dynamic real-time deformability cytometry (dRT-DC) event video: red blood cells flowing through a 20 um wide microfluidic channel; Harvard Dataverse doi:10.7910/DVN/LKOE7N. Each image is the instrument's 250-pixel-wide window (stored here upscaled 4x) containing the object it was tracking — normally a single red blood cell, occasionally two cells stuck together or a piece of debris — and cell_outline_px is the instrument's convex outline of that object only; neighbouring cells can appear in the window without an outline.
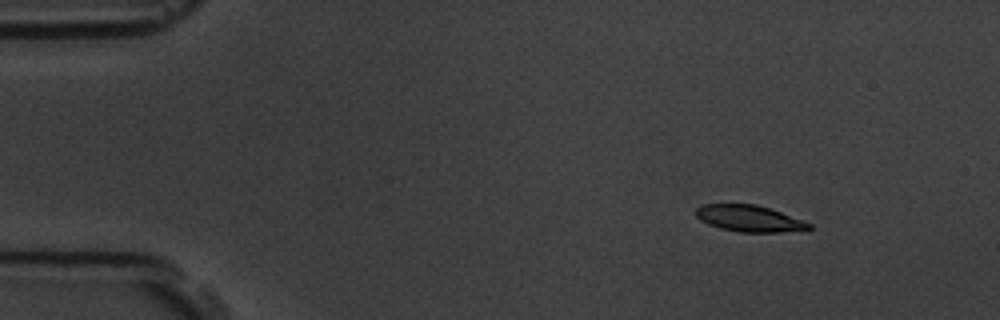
{"species": "common noctule bat (a hibernating species)", "species_latin": "Nyctalus noctula", "temperature_condition": "room temperature", "stored_images_in_passage": 7, "camera_frame_rate_fps": 3000, "um_per_image_px": 0.085, "animal": {"sex": "male", "body_mass_g": 19.5, "forearm_length_mm": 54.6}, "frame": {"image": 1, "passage_image": 1, "time_ms": 0.0, "image_size_px": [1000, 320], "cell_outline_px": [[812, 228], [808, 232], [740, 232], [720, 228], [708, 224], [700, 220], [696, 216], [696, 208], [704, 204], [756, 204], [780, 212], [812, 224]], "centroid_in_image_um": [63.74, 18.59], "position_along_channel_um": 21.3, "area_um2": 17.57}}
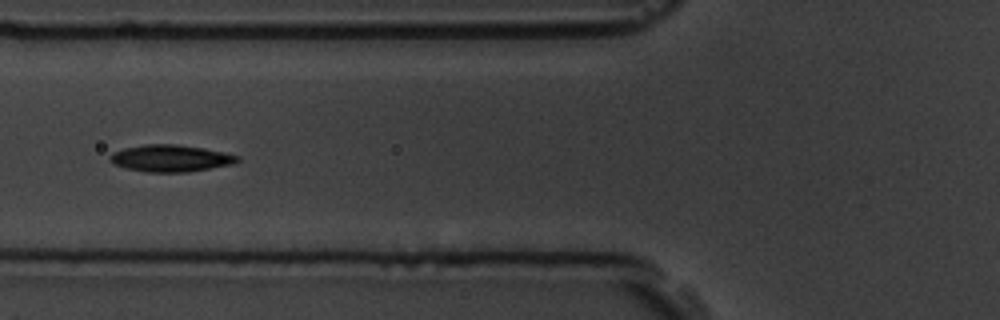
{"frame": {"image": 2, "passage_image": 5, "time_ms": 4.667, "image_size_px": [1000, 320], "cell_outline_px": [[240, 160], [232, 164], [188, 172], [148, 172], [128, 168], [112, 164], [108, 160], [108, 156], [112, 152], [124, 148], [148, 144], [176, 144], [204, 148], [224, 152], [240, 156]], "centroid_in_image_um": [14.48, 13.45], "position_along_channel_um": 111.3, "area_um2": 20.0}}
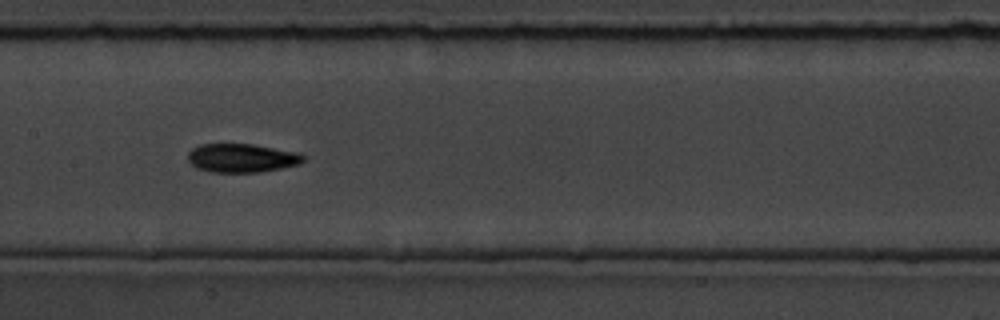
{"frame": {"image": 3, "passage_image": 7, "time_ms": 6.667, "image_size_px": [1000, 320], "cell_outline_px": [[308, 156], [300, 164], [260, 172], [212, 172], [196, 168], [188, 160], [188, 152], [192, 148], [200, 144], [252, 144], [300, 152]], "centroid_in_image_um": [20.59, 13.42], "position_along_channel_um": 186.8, "area_um2": 19.48}}